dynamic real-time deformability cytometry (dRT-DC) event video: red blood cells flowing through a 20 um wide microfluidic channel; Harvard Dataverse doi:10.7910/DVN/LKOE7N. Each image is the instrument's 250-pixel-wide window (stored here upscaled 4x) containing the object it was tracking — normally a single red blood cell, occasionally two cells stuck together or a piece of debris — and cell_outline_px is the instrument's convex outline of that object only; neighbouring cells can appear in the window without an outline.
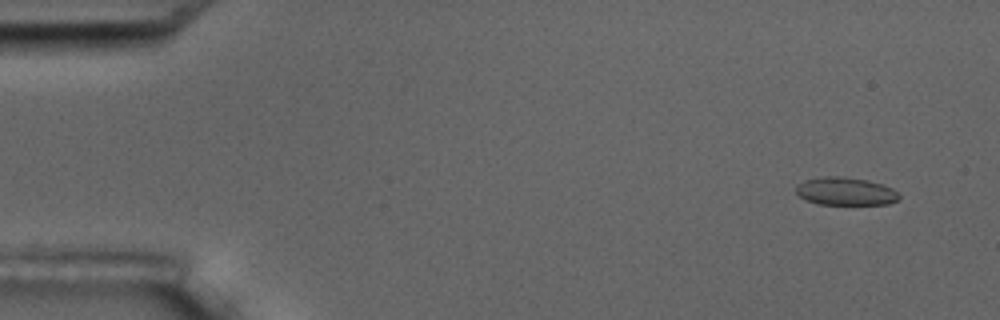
{"species": "common noctule bat (a hibernating species)", "species_latin": "Nyctalus noctula", "temperature_condition": "room temperature", "stored_images_in_passage": 15, "camera_frame_rate_fps": 3000, "um_per_image_px": 0.085, "animal": {"sex": "male", "body_mass_g": 17.5, "forearm_length_mm": 52.3}, "frame": {"image": 1, "passage_image": 1, "time_ms": 0.0, "image_size_px": [1000, 320], "cell_outline_px": [[900, 200], [888, 204], [816, 204], [800, 196], [796, 192], [796, 184], [804, 180], [820, 176], [840, 176], [868, 180], [892, 188], [900, 196]], "centroid_in_image_um": [71.85, 16.25], "position_along_channel_um": 13.1, "area_um2": 16.82}}
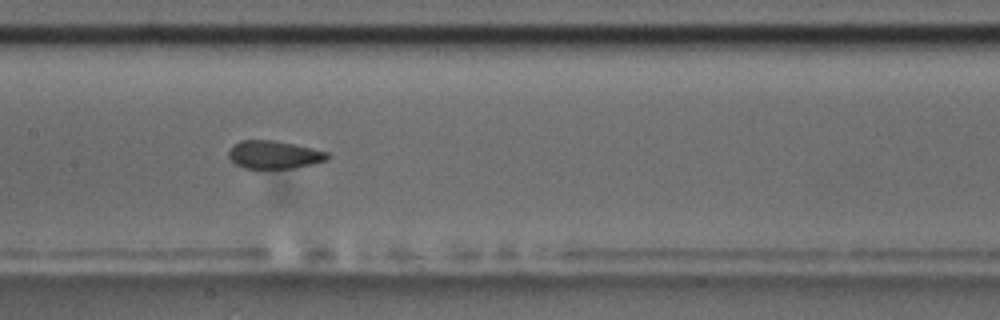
{"frame": {"image": 2, "passage_image": 8, "time_ms": 8.0, "image_size_px": [1000, 320], "cell_outline_px": [[332, 156], [328, 160], [316, 164], [292, 168], [244, 168], [236, 164], [228, 156], [228, 152], [232, 144], [240, 140], [276, 140], [296, 144], [328, 152]], "centroid_in_image_um": [23.34, 13.14], "position_along_channel_um": 184.1, "area_um2": 16.42}}
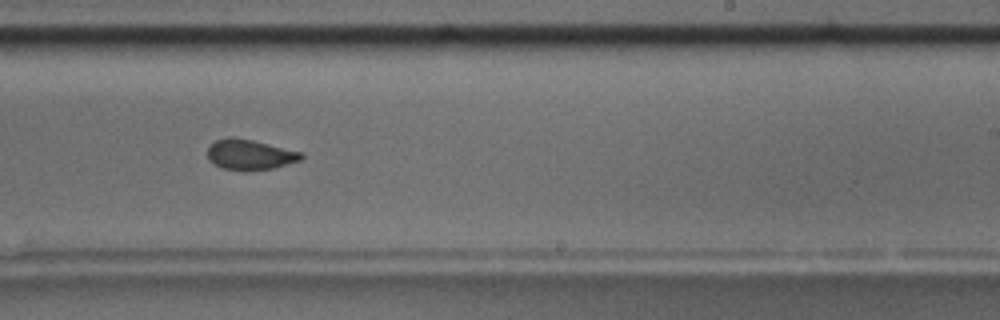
{"frame": {"image": 3, "passage_image": 10, "time_ms": 10.333, "image_size_px": [1000, 320], "cell_outline_px": [[304, 156], [300, 160], [272, 168], [248, 172], [244, 172], [224, 168], [208, 160], [208, 148], [216, 140], [228, 136], [236, 136], [304, 152]], "centroid_in_image_um": [21.25, 13.14], "position_along_channel_um": 267.7, "area_um2": 16.82}, "authors_computed_cell_mechanics": {"area_um2": 16.8198, "velocity_mm_per_s": 3.5954, "shape_relaxation_time_tau1_ms": 11.2246, "shape_relaxation_time_tau2_ms": null, "deformation_change_tau1": 0.1552, "deformation_change_tau2": null}}